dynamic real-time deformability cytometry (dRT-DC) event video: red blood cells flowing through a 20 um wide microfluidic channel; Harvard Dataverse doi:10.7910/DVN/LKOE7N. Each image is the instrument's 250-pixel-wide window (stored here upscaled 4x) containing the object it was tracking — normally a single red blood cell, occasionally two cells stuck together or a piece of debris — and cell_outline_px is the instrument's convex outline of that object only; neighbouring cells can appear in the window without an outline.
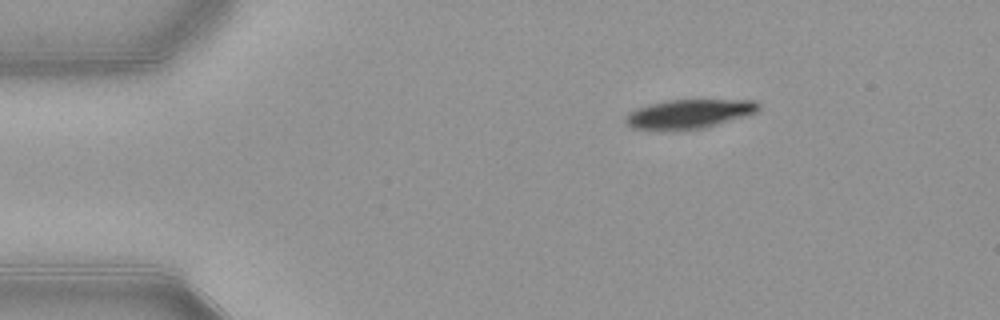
{"species": "common noctule bat (a hibernating species)", "species_latin": "Nyctalus noctula", "temperature_condition": "warm", "stored_images_in_passage": 45, "camera_frame_rate_fps": 3000, "um_per_image_px": 0.085, "animal": {"sex": "female", "body_mass_g": 21.9}, "frame": {"image": 1, "passage_image": 1, "time_ms": 0.0, "image_size_px": [1000, 320], "cell_outline_px": [[760, 108], [756, 112], [704, 128], [632, 128], [624, 124], [624, 116], [628, 112], [636, 108], [648, 104], [668, 100], [752, 100], [760, 104]], "centroid_in_image_um": [58.53, 9.65], "position_along_channel_um": 26.5, "area_um2": 21.96}}
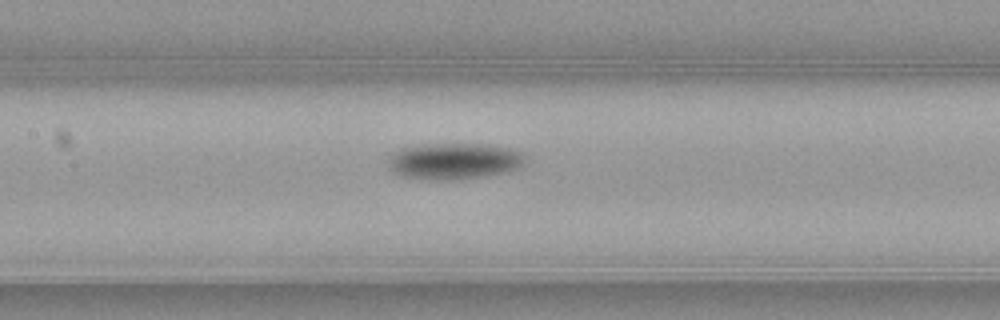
{"frame": {"image": 2, "passage_image": 17, "time_ms": 5.333, "image_size_px": [1000, 320], "cell_outline_px": [[524, 160], [520, 168], [508, 172], [480, 176], [448, 180], [436, 180], [400, 176], [388, 168], [388, 160], [396, 152], [404, 148], [424, 144], [484, 144], [508, 148], [520, 152], [524, 156]], "centroid_in_image_um": [38.59, 13.7], "position_along_channel_um": 168.8, "area_um2": 28.67}}
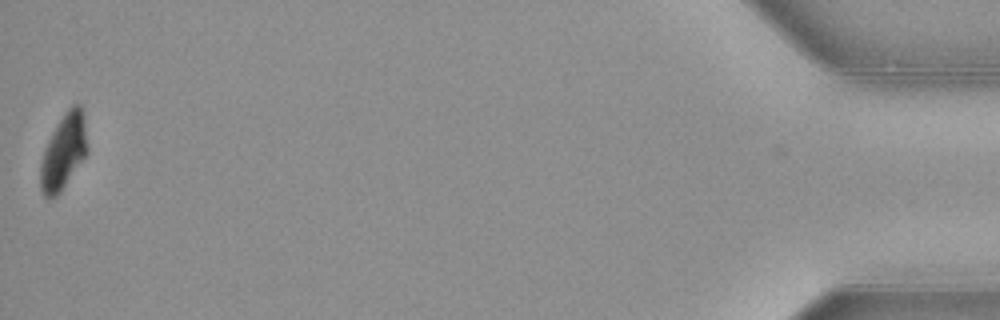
{"frame": {"image": 3, "passage_image": 45, "time_ms": 14.667, "image_size_px": [1000, 320], "cell_outline_px": [[88, 152], [60, 192], [56, 196], [44, 196], [40, 188], [40, 164], [44, 148], [52, 132], [68, 108], [72, 104], [80, 104], [84, 116], [88, 148]], "centroid_in_image_um": [5.41, 12.88], "position_along_channel_um": 429.8, "area_um2": 20.4}, "authors_computed_cell_mechanics": {"area_um2": 25.9522, "velocity_mm_per_s": 3.8908, "shape_relaxation_time_tau1_ms": 2.2116, "shape_relaxation_time_tau2_ms": null, "deformation_change_tau1": 0.1296, "deformation_change_tau2": null}}